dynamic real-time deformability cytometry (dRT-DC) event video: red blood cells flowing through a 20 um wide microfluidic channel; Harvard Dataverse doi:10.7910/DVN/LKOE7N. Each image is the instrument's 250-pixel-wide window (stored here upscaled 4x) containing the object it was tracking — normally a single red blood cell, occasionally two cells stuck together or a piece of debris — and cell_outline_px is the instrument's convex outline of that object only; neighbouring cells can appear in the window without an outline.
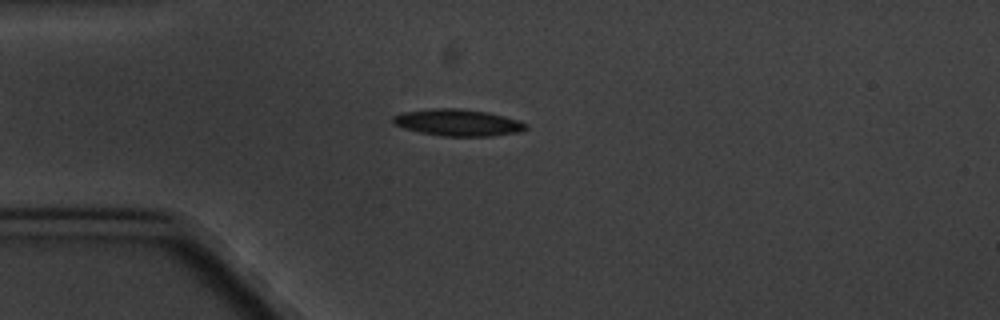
{"species": "common noctule bat (a hibernating species)", "species_latin": "Nyctalus noctula", "temperature_condition": "cold", "stored_images_in_passage": 10, "camera_frame_rate_fps": 3000, "um_per_image_px": 0.085, "animal": {"sex": "male", "body_mass_g": 20.1, "forearm_length_mm": 53.5}, "frame": {"image": 1, "passage_image": 5, "time_ms": 4.333, "image_size_px": [1000, 320], "cell_outline_px": [[528, 128], [520, 132], [492, 136], [440, 136], [420, 132], [404, 128], [392, 124], [392, 116], [404, 112], [432, 108], [460, 108], [488, 112], [520, 120], [528, 124]], "centroid_in_image_um": [38.94, 10.42], "position_along_channel_um": 46.1, "area_um2": 20.92}}